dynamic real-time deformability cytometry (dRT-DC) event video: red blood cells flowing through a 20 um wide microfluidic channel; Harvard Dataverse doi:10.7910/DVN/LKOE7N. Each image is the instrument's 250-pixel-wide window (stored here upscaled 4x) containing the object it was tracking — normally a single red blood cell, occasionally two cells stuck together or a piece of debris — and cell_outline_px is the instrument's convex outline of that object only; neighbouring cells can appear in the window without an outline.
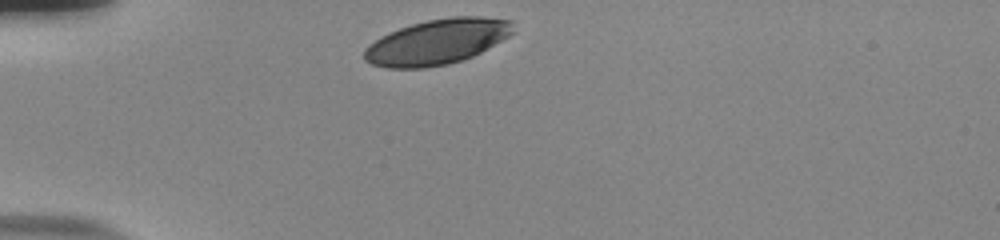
{"species": "human", "species_latin": "Homo sapiens", "temperature_condition": "room temperature", "stored_images_in_passage": 31, "camera_frame_rate_fps": 3000, "um_per_image_px": 0.085, "donor": {"sex": "male"}, "frame": {"image": 1, "passage_image": 1, "time_ms": 0.0, "image_size_px": [1000, 240], "cell_outline_px": [[516, 32], [480, 52], [472, 56], [448, 64], [424, 68], [388, 68], [372, 64], [364, 60], [364, 48], [368, 44], [380, 36], [400, 28], [412, 24], [428, 20], [452, 16], [480, 16], [512, 20]], "centroid_in_image_um": [37.16, 3.54], "position_along_channel_um": 47.8, "area_um2": 39.3}}
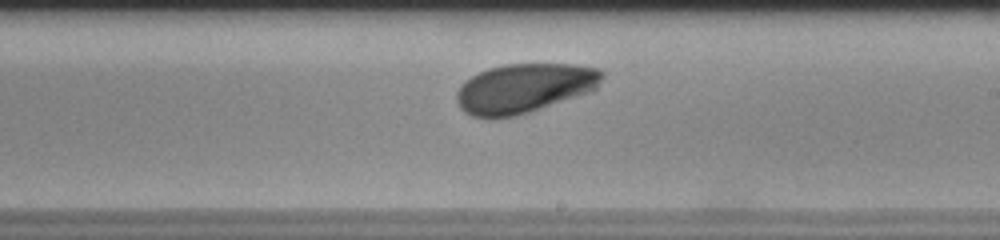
{"frame": {"image": 2, "passage_image": 19, "time_ms": 6.0, "image_size_px": [1000, 240], "cell_outline_px": [[604, 76], [596, 88], [592, 92], [516, 116], [492, 120], [472, 116], [464, 112], [460, 108], [456, 100], [456, 92], [460, 84], [464, 80], [488, 68], [504, 64], [572, 64], [600, 68], [604, 72]], "centroid_in_image_um": [44.55, 7.51], "position_along_channel_um": 244.5, "area_um2": 42.54}}
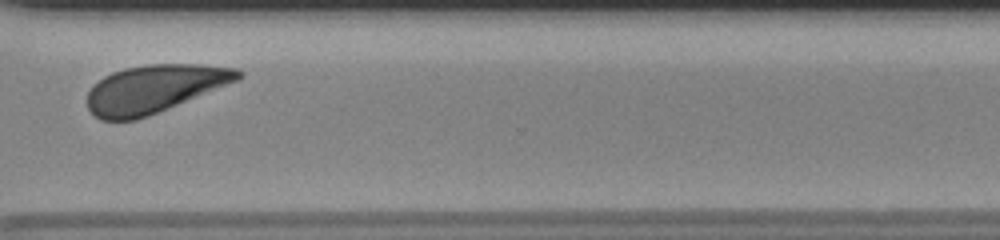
{"frame": {"image": 3, "passage_image": 28, "time_ms": 9.0, "image_size_px": [1000, 240], "cell_outline_px": [[244, 76], [236, 80], [148, 116], [136, 120], [100, 120], [88, 108], [88, 92], [104, 76], [112, 72], [124, 68], [148, 64], [200, 64], [236, 68], [244, 72]], "centroid_in_image_um": [13.1, 7.53], "position_along_channel_um": 357.5, "area_um2": 41.38}, "authors_computed_cell_mechanics": {"area_um2": 41.3848, "velocity_mm_per_s": 3.756, "shape_relaxation_time_tau1_ms": 1.9474, "shape_relaxation_time_tau2_ms": null, "deformation_change_tau1": 0.1087, "deformation_change_tau2": null}}